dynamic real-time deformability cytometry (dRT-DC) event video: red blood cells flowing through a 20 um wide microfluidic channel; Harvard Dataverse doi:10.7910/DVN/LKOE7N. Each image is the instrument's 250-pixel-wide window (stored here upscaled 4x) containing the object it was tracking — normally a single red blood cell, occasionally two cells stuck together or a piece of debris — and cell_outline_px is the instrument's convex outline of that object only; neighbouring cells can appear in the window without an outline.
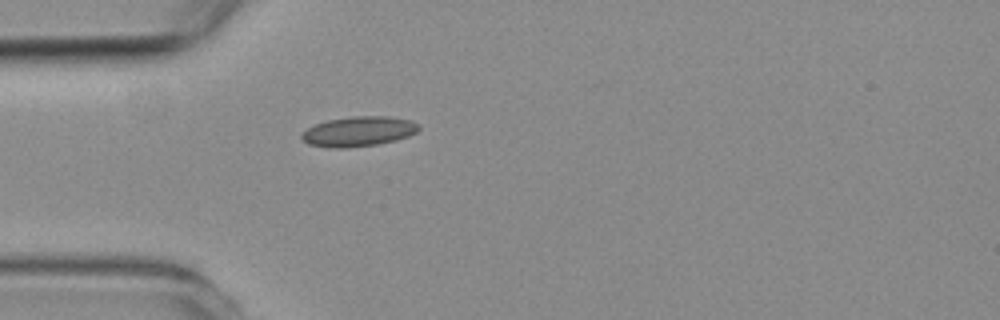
{"species": "common noctule bat (a hibernating species)", "species_latin": "Nyctalus noctula", "temperature_condition": "room temperature", "stored_images_in_passage": 4, "camera_frame_rate_fps": 3000, "um_per_image_px": 0.085, "animal": {"sex": "female", "body_mass_g": 19.3, "forearm_length_mm": 54.1}, "frame": {"image": 1, "passage_image": 4, "time_ms": 5.0, "image_size_px": [1000, 320], "cell_outline_px": [[420, 128], [416, 132], [408, 136], [396, 140], [376, 144], [344, 148], [328, 148], [308, 144], [300, 136], [308, 128], [316, 124], [328, 120], [352, 116], [388, 116], [412, 120]], "centroid_in_image_um": [30.48, 11.17], "position_along_channel_um": 54.5, "area_um2": 20.29}}